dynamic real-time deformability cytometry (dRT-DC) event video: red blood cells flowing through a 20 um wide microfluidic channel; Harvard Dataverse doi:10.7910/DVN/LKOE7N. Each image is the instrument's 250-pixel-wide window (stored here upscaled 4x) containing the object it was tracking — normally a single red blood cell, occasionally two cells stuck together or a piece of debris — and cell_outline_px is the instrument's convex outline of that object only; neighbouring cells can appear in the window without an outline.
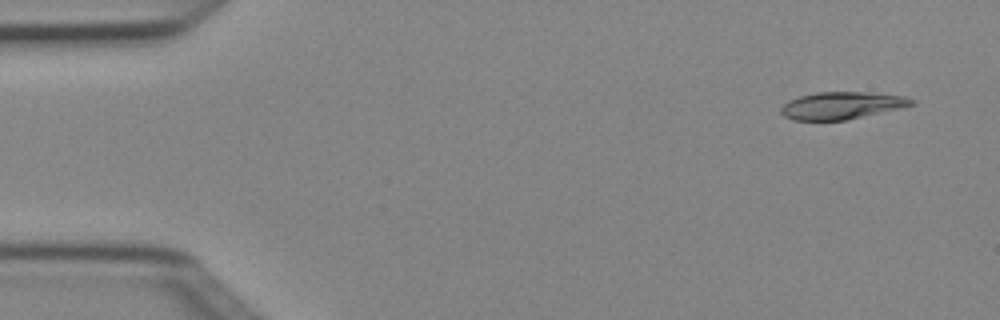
{"species": "Egyptian fruit bat (a non-hibernating species)", "species_latin": "Rousettus aegyptiacus", "temperature_condition": "cold", "stored_images_in_passage": 4, "camera_frame_rate_fps": 3000, "um_per_image_px": 0.085, "animal": {"sex": "female"}, "frame": {"image": 1, "passage_image": 1, "time_ms": 0.0, "image_size_px": [1000, 320], "cell_outline_px": [[916, 104], [900, 108], [848, 120], [792, 120], [784, 116], [780, 112], [780, 108], [788, 100], [800, 96], [816, 92], [872, 92], [904, 96], [916, 100]], "centroid_in_image_um": [71.56, 8.96], "position_along_channel_um": 13.4, "area_um2": 20.92}}
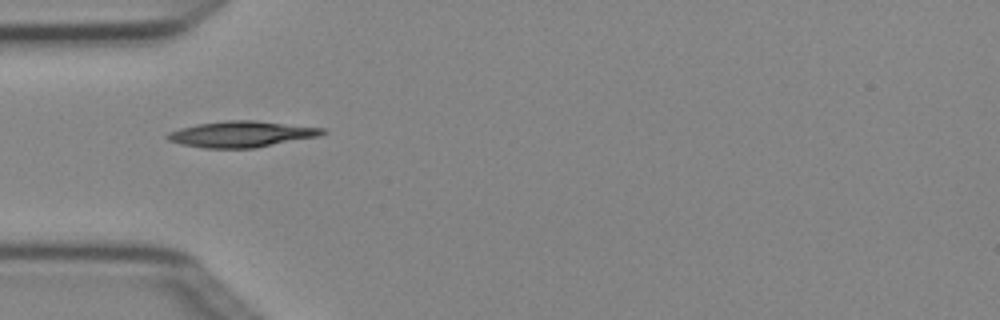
{"frame": {"image": 2, "passage_image": 4, "time_ms": 1.0, "image_size_px": [1000, 320], "cell_outline_px": [[328, 132], [320, 136], [256, 148], [204, 148], [180, 144], [168, 140], [164, 136], [168, 132], [180, 128], [196, 124], [228, 120], [256, 120], [324, 128]], "centroid_in_image_um": [20.53, 11.4], "position_along_channel_um": 64.5, "area_um2": 23.76}}